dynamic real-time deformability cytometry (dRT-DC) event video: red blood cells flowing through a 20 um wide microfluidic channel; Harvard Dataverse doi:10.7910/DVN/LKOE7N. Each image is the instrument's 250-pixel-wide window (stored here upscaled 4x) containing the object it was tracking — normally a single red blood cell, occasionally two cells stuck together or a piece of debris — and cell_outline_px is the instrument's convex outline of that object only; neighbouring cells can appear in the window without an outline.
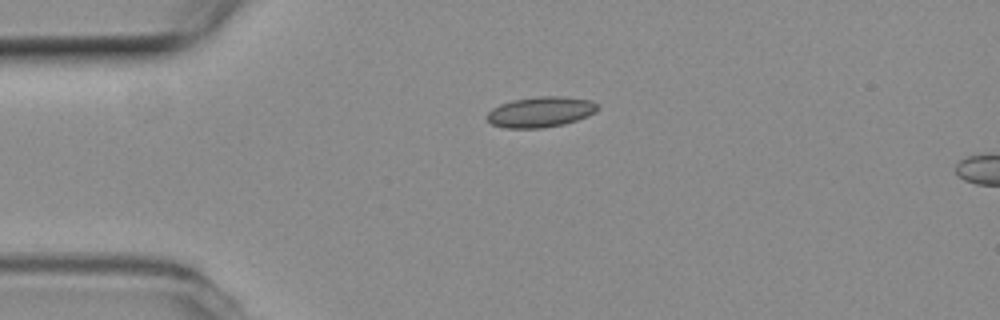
{"species": "common noctule bat (a hibernating species)", "species_latin": "Nyctalus noctula", "temperature_condition": "room temperature", "stored_images_in_passage": 5, "camera_frame_rate_fps": 3000, "um_per_image_px": 0.085, "animal": {"sex": "female", "body_mass_g": 19.3, "forearm_length_mm": 54.1}, "frame": {"image": 1, "passage_image": 1, "time_ms": 0.0, "image_size_px": [1000, 320], "cell_outline_px": [[600, 108], [596, 112], [588, 116], [564, 124], [544, 128], [504, 128], [492, 124], [484, 116], [492, 108], [500, 104], [512, 100], [540, 96], [560, 96], [592, 100], [600, 104]], "centroid_in_image_um": [45.97, 9.51], "position_along_channel_um": 39.0, "area_um2": 19.94}}